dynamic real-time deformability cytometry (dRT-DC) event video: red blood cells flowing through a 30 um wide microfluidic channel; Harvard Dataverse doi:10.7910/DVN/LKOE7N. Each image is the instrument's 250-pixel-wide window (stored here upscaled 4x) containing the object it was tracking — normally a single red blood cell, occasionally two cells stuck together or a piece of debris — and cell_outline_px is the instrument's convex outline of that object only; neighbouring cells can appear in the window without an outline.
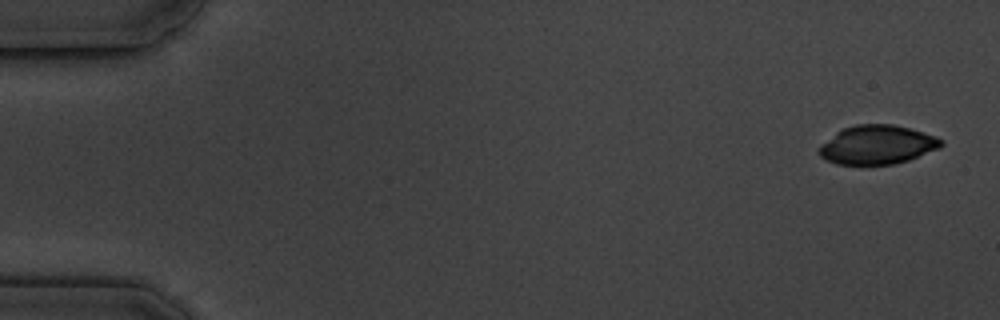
{"species": "common noctule bat (a hibernating species)", "species_latin": "Nyctalus noctula", "temperature_condition": "cold", "stored_images_in_passage": 6, "camera_frame_rate_fps": 3000, "um_per_image_px": 0.085, "animal": {"sex": "male", "body_mass_g": 19.5, "forearm_length_mm": 54.6}, "frame": {"image": 1, "passage_image": 1, "time_ms": 0.0, "image_size_px": [1000, 320], "cell_outline_px": [[944, 144], [940, 148], [908, 160], [892, 164], [836, 164], [820, 156], [816, 152], [816, 148], [820, 144], [836, 132], [844, 128], [856, 124], [892, 124], [908, 128], [936, 136], [944, 140]], "centroid_in_image_um": [74.54, 12.3], "position_along_channel_um": 10.5, "area_um2": 27.74}}